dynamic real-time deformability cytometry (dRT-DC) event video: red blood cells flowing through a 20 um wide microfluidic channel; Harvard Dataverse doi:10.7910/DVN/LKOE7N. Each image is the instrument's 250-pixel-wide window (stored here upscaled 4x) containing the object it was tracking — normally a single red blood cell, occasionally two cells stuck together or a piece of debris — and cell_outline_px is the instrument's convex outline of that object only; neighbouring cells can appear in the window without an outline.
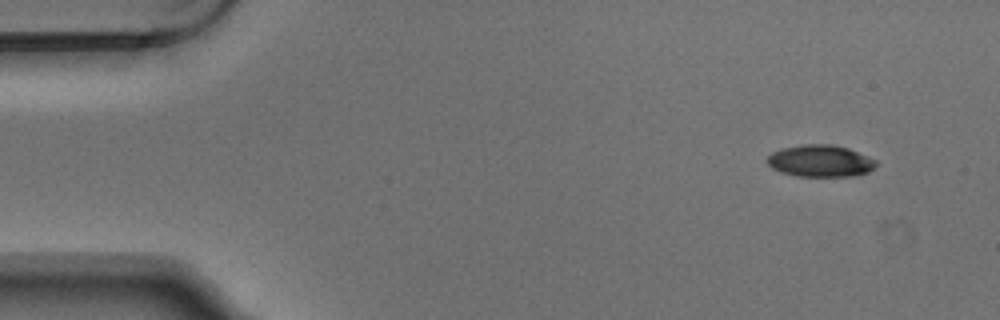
{"species": "Egyptian fruit bat (a non-hibernating species)", "species_latin": "Rousettus aegyptiacus", "temperature_condition": "warm", "stored_images_in_passage": 4, "camera_frame_rate_fps": 3000, "um_per_image_px": 0.085, "animal": {"sex": "male"}, "frame": {"image": 1, "passage_image": 1, "time_ms": 0.0, "image_size_px": [1000, 320], "cell_outline_px": [[876, 164], [868, 172], [852, 176], [796, 176], [780, 172], [772, 168], [764, 160], [772, 152], [780, 148], [804, 144], [832, 144], [848, 148], [868, 156], [876, 160]], "centroid_in_image_um": [69.68, 13.67], "position_along_channel_um": 15.3, "area_um2": 20.35}}
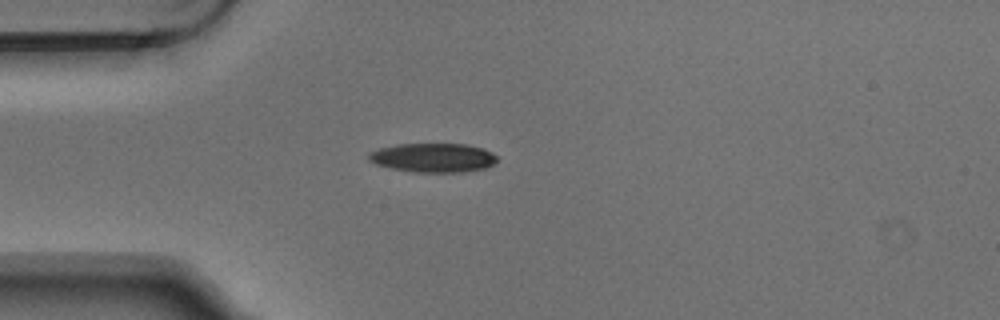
{"frame": {"image": 2, "passage_image": 4, "time_ms": 1.0, "image_size_px": [1000, 320], "cell_outline_px": [[496, 160], [492, 164], [484, 168], [464, 172], [412, 172], [392, 168], [376, 164], [368, 160], [368, 152], [380, 148], [396, 144], [468, 144], [484, 148], [492, 152], [496, 156]], "centroid_in_image_um": [36.8, 13.4], "position_along_channel_um": 48.2, "area_um2": 21.79}}